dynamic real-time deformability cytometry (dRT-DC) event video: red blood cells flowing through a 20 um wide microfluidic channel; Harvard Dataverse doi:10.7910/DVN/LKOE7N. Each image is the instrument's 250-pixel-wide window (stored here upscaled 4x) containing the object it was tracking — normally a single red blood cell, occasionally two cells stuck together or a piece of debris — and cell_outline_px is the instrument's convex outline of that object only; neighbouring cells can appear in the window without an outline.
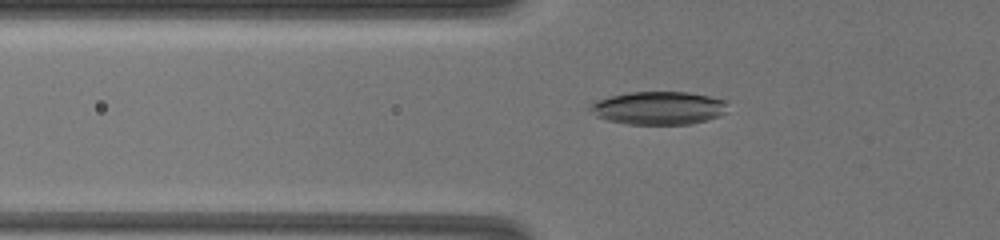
{"species": "common noctule bat (a hibernating species)", "species_latin": "Nyctalus noctula", "temperature_condition": "warm", "stored_images_in_passage": 21, "camera_frame_rate_fps": 3000, "um_per_image_px": 0.085, "animal": {"sex": "female", "body_mass_g": 19.5, "forearm_length_mm": 54.1}, "frame": {"image": 1, "passage_image": 7, "time_ms": 6.0, "image_size_px": [1000, 240], "cell_outline_px": [[728, 112], [720, 116], [708, 120], [692, 124], [628, 124], [608, 120], [596, 116], [588, 112], [588, 108], [596, 100], [628, 92], [688, 92], [708, 96], [724, 100]], "centroid_in_image_um": [55.98, 9.19], "position_along_channel_um": 69.8, "area_um2": 26.65}}
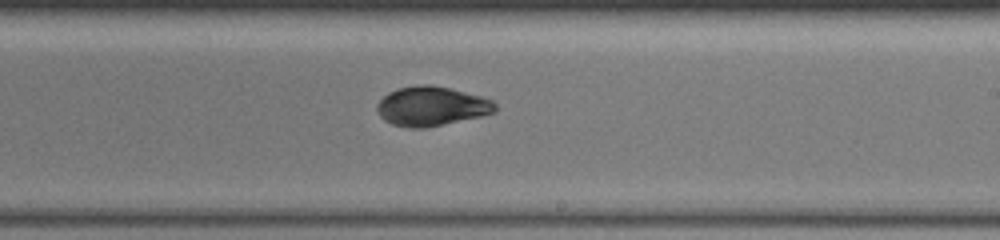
{"frame": {"image": 2, "passage_image": 12, "time_ms": 11.333, "image_size_px": [1000, 240], "cell_outline_px": [[496, 112], [480, 116], [424, 128], [408, 128], [392, 124], [384, 120], [380, 116], [376, 108], [376, 104], [388, 92], [400, 88], [416, 84], [432, 84], [480, 96], [492, 100], [496, 104]], "centroid_in_image_um": [36.65, 9.02], "position_along_channel_um": 252.4, "area_um2": 26.99}}
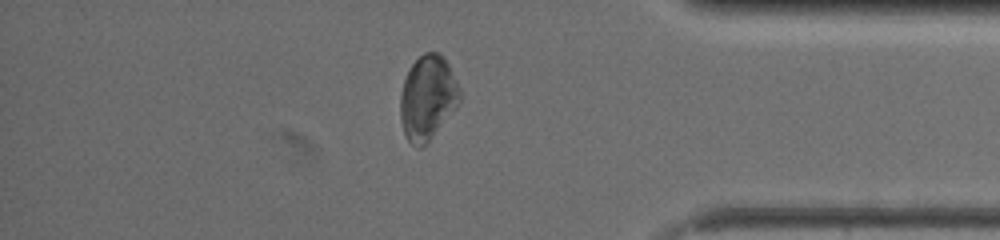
{"frame": {"image": 3, "passage_image": 19, "time_ms": 16.0, "image_size_px": [1000, 240], "cell_outline_px": [[460, 104], [432, 136], [420, 148], [416, 148], [408, 140], [404, 132], [400, 120], [400, 96], [404, 80], [408, 68], [424, 52], [440, 52], [444, 56], [460, 88]], "centroid_in_image_um": [36.35, 8.28], "position_along_channel_um": 398.9, "area_um2": 29.25}, "authors_computed_cell_mechanics": {"area_um2": 27.5128, "velocity_mm_per_s": 3.4995, "shape_relaxation_time_tau1_ms": 2.566, "shape_relaxation_time_tau2_ms": 2.4859, "deformation_change_tau1": 0.0888, "deformation_change_tau2": 0.062}}